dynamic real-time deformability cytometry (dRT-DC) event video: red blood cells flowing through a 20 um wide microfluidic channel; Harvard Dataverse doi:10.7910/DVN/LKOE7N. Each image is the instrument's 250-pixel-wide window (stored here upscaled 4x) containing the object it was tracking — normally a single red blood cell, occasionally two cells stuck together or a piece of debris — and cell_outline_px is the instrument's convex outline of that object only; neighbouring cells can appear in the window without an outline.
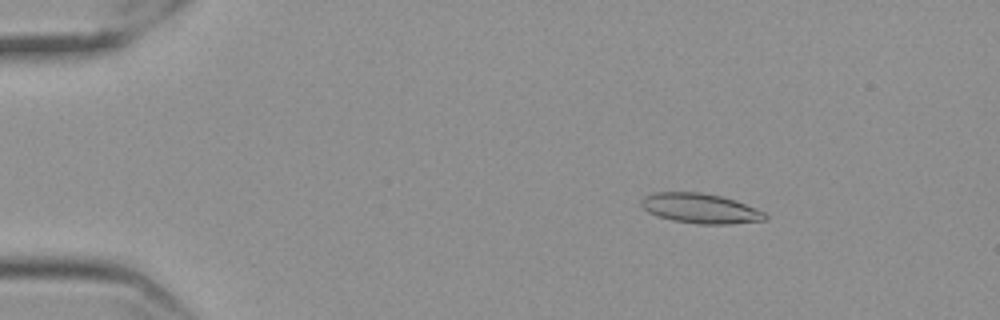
{"species": "Egyptian fruit bat (a non-hibernating species)", "species_latin": "Rousettus aegyptiacus", "temperature_condition": "cold", "stored_images_in_passage": 50, "camera_frame_rate_fps": 3000, "um_per_image_px": 0.085, "frame": {"image": 1, "passage_image": 1, "time_ms": 0.0, "image_size_px": [1000, 320], "cell_outline_px": [[768, 220], [732, 224], [696, 224], [672, 220], [656, 216], [648, 212], [640, 204], [640, 200], [644, 196], [652, 192], [700, 192], [720, 196], [736, 200], [756, 208], [764, 212], [768, 216]], "centroid_in_image_um": [59.53, 17.72], "position_along_channel_um": 25.5, "area_um2": 21.85}}
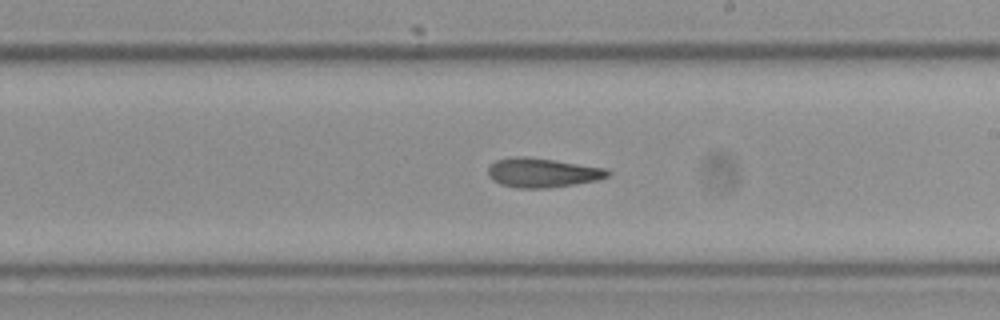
{"frame": {"image": 2, "passage_image": 26, "time_ms": 8.333, "image_size_px": [1000, 320], "cell_outline_px": [[612, 172], [608, 176], [596, 180], [548, 188], [516, 188], [500, 184], [492, 180], [488, 176], [488, 168], [496, 160], [516, 156], [524, 156], [608, 168]], "centroid_in_image_um": [46.09, 14.68], "position_along_channel_um": 242.9, "area_um2": 20.35}}
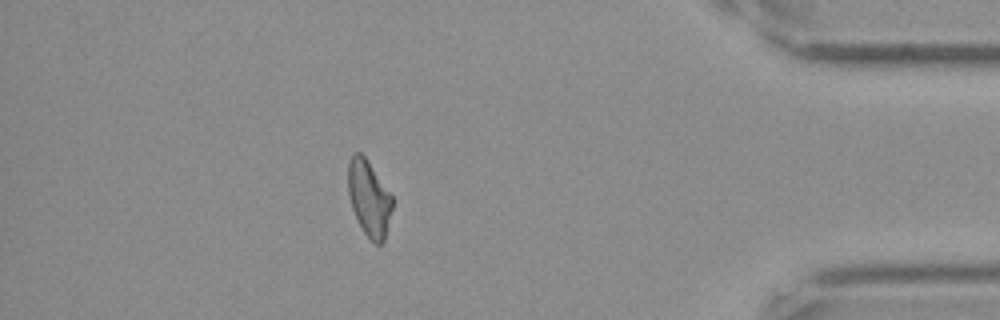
{"frame": {"image": 3, "passage_image": 43, "time_ms": 14.0, "image_size_px": [1000, 320], "cell_outline_px": [[392, 208], [384, 240], [380, 244], [376, 244], [364, 232], [352, 208], [348, 192], [348, 160], [356, 152], [360, 152], [364, 156], [392, 196]], "centroid_in_image_um": [31.35, 16.84], "position_along_channel_um": 403.8, "area_um2": 19.02}, "authors_computed_cell_mechanics": {"area_um2": 20.5479, "velocity_mm_per_s": 3.5301, "shape_relaxation_time_tau1_ms": null, "shape_relaxation_time_tau2_ms": 5.2204, "deformation_change_tau1": null, "deformation_change_tau2": 0.1469}}